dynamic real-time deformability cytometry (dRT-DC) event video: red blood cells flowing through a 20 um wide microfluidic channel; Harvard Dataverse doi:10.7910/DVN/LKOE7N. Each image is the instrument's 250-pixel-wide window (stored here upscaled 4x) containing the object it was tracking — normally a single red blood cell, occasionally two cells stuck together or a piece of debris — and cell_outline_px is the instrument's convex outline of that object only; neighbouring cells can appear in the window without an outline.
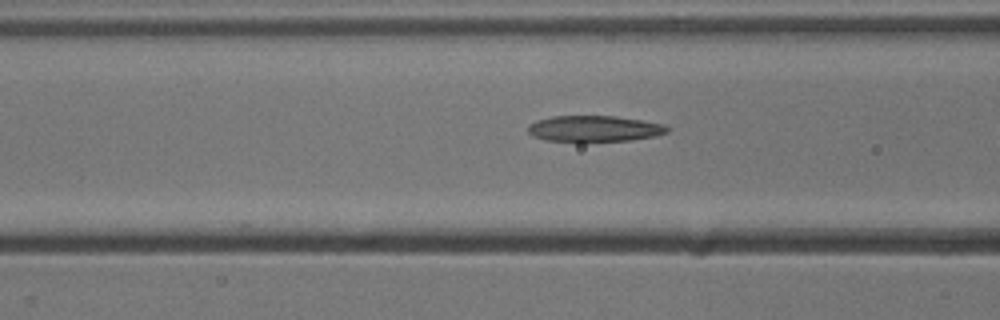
{"species": "common noctule bat (a hibernating species)", "species_latin": "Nyctalus noctula", "temperature_condition": "cold", "stored_images_in_passage": 9, "camera_frame_rate_fps": 3000, "um_per_image_px": 0.085, "animal": {"sex": "male", "body_mass_g": 13.3}, "frame": {"image": 1, "passage_image": 7, "time_ms": 2.0, "image_size_px": [1000, 320], "cell_outline_px": [[668, 132], [656, 136], [632, 140], [580, 144], [544, 140], [532, 136], [528, 132], [528, 124], [536, 120], [552, 116], [616, 116], [664, 124], [668, 128]], "centroid_in_image_um": [50.45, 10.98], "position_along_channel_um": 116.1, "area_um2": 22.08}}